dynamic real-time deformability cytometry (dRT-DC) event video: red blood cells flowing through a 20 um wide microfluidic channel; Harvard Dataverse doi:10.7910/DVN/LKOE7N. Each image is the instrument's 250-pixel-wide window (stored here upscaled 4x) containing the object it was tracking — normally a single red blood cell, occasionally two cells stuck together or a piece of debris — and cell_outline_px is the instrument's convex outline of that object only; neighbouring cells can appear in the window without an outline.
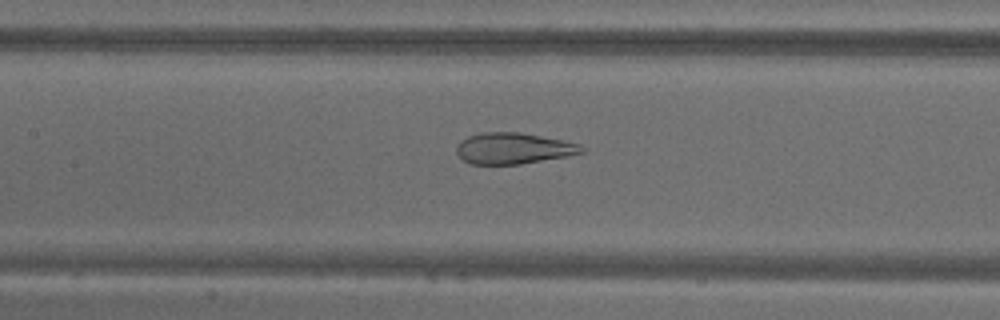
{"species": "common noctule bat (a hibernating species)", "species_latin": "Nyctalus noctula", "temperature_condition": "warm", "stored_images_in_passage": 71, "camera_frame_rate_fps": 3000, "um_per_image_px": 0.085, "animal": {"sex": "male", "body_mass_g": 18.8}, "frame": {"image": 1, "passage_image": 33, "time_ms": 10.667, "image_size_px": [1000, 320], "cell_outline_px": [[584, 152], [568, 156], [520, 164], [472, 164], [464, 160], [456, 152], [456, 148], [460, 140], [468, 136], [484, 132], [520, 132], [580, 144], [584, 148]], "centroid_in_image_um": [43.62, 12.61], "position_along_channel_um": 163.8, "area_um2": 22.54}}
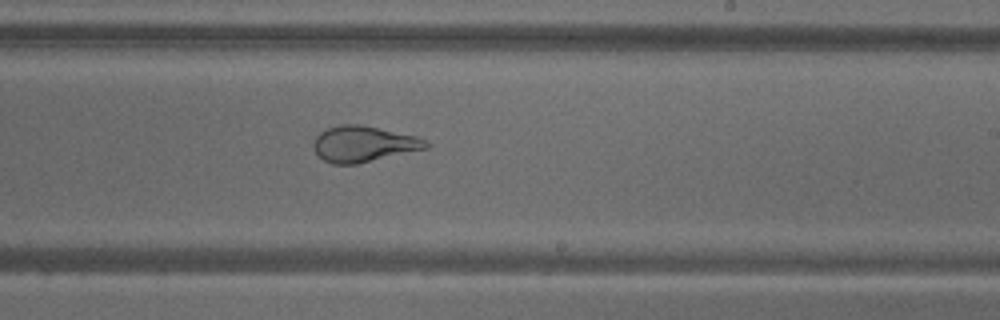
{"frame": {"image": 2, "passage_image": 43, "time_ms": 14.0, "image_size_px": [1000, 320], "cell_outline_px": [[432, 144], [428, 148], [356, 164], [332, 164], [324, 160], [312, 148], [312, 144], [316, 136], [320, 132], [328, 128], [340, 124], [360, 124], [416, 136]], "centroid_in_image_um": [30.89, 12.23], "position_along_channel_um": 258.1, "area_um2": 23.47}}
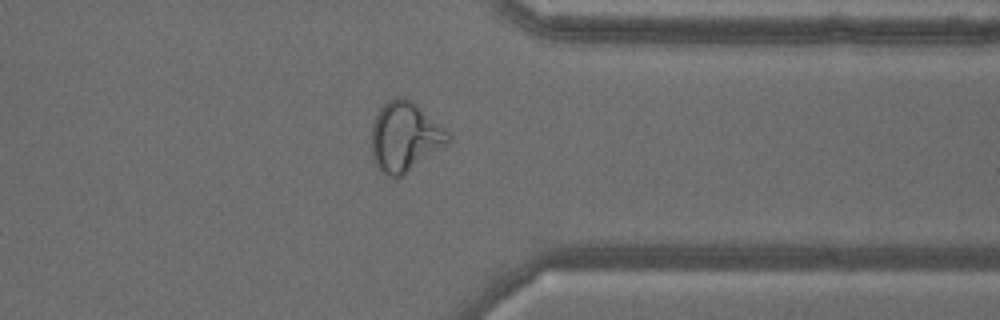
{"frame": {"image": 3, "passage_image": 56, "time_ms": 18.333, "image_size_px": [1000, 320], "cell_outline_px": [[448, 144], [404, 176], [396, 180], [388, 176], [376, 164], [372, 156], [372, 124], [376, 112], [388, 100], [400, 96], [404, 96], [412, 100], [444, 128], [448, 132]], "centroid_in_image_um": [34.4, 11.64], "position_along_channel_um": 377.0, "area_um2": 31.15}}